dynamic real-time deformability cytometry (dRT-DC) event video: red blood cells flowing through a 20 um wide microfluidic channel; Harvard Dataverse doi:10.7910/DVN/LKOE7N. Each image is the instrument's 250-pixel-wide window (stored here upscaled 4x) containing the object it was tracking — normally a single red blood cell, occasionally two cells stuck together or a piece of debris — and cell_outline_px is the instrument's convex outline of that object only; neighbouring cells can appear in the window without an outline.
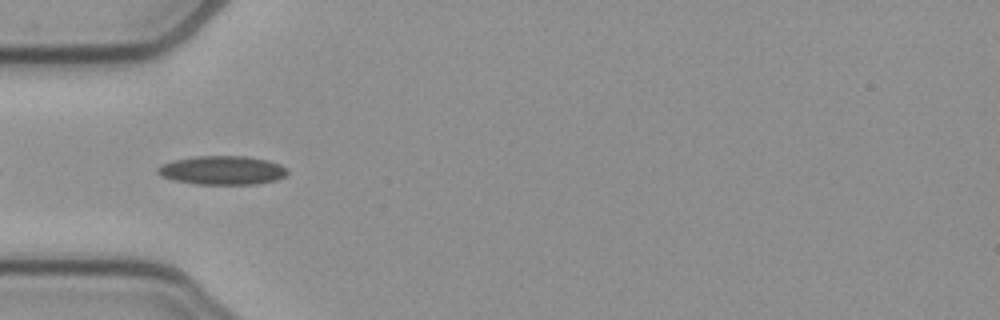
{"species": "common noctule bat (a hibernating species)", "species_latin": "Nyctalus noctula", "temperature_condition": "cold", "stored_images_in_passage": 10, "camera_frame_rate_fps": 3000, "um_per_image_px": 0.085, "animal": {"sex": "female", "body_mass_g": 21.9}, "frame": {"image": 1, "passage_image": 2, "time_ms": 0.333, "image_size_px": [1000, 320], "cell_outline_px": [[288, 172], [284, 176], [276, 180], [256, 184], [196, 184], [172, 180], [160, 176], [156, 172], [156, 168], [160, 164], [172, 160], [196, 156], [244, 156], [268, 160], [280, 164], [288, 168]], "centroid_in_image_um": [18.85, 14.47], "position_along_channel_um": 66.1, "area_um2": 22.02}}